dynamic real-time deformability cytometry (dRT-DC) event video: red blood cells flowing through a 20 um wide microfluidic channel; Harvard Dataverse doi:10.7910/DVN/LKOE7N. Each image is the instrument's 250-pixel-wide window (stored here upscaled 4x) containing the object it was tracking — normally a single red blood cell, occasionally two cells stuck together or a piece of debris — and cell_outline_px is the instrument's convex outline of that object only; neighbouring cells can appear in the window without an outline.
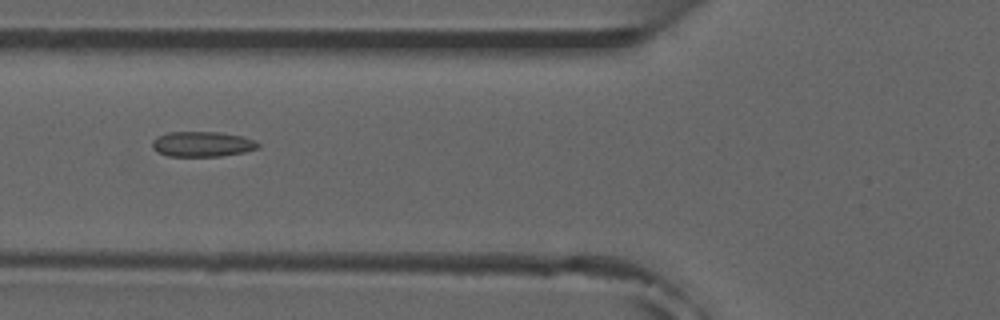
{"species": "common noctule bat (a hibernating species)", "species_latin": "Nyctalus noctula", "temperature_condition": "room temperature", "stored_images_in_passage": 5, "camera_frame_rate_fps": 3000, "um_per_image_px": 0.085, "animal": {"sex": "male", "forearm_length_mm": 52.5}, "frame": {"image": 1, "passage_image": 5, "time_ms": 4.667, "image_size_px": [1000, 320], "cell_outline_px": [[260, 148], [244, 152], [220, 156], [168, 156], [156, 152], [152, 148], [152, 140], [156, 136], [168, 132], [220, 132], [240, 136], [256, 140], [260, 144]], "centroid_in_image_um": [17.18, 12.25], "position_along_channel_um": 108.6, "area_um2": 15.72}}